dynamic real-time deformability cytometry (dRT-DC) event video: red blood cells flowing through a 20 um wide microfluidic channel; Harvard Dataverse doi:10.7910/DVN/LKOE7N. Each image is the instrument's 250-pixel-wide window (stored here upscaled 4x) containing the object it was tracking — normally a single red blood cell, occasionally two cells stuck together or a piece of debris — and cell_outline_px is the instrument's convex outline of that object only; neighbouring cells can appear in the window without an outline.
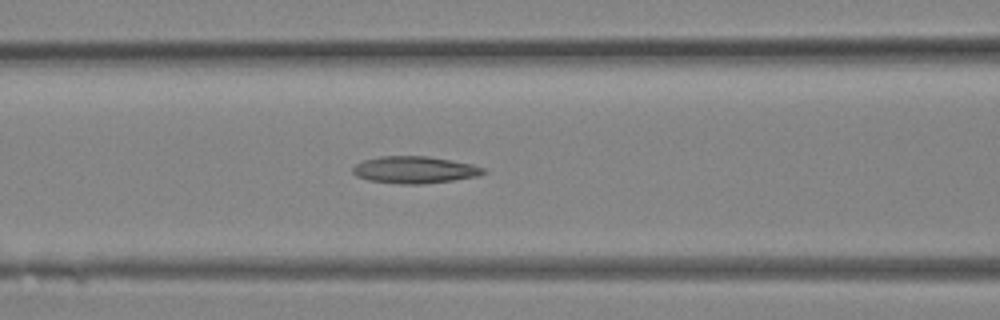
{"species": "Egyptian fruit bat (a non-hibernating species)", "species_latin": "Rousettus aegyptiacus", "temperature_condition": "room temperature", "stored_images_in_passage": 15, "camera_frame_rate_fps": 3000, "um_per_image_px": 0.085, "animal": {"sex": "female"}, "frame": {"image": 1, "passage_image": 11, "time_ms": 3.333, "image_size_px": [1000, 320], "cell_outline_px": [[488, 172], [480, 176], [452, 180], [420, 184], [400, 184], [368, 180], [356, 176], [352, 172], [352, 168], [356, 164], [364, 160], [380, 156], [428, 156], [472, 164], [484, 168]], "centroid_in_image_um": [35.25, 14.43], "position_along_channel_um": 131.4, "area_um2": 20.58}}
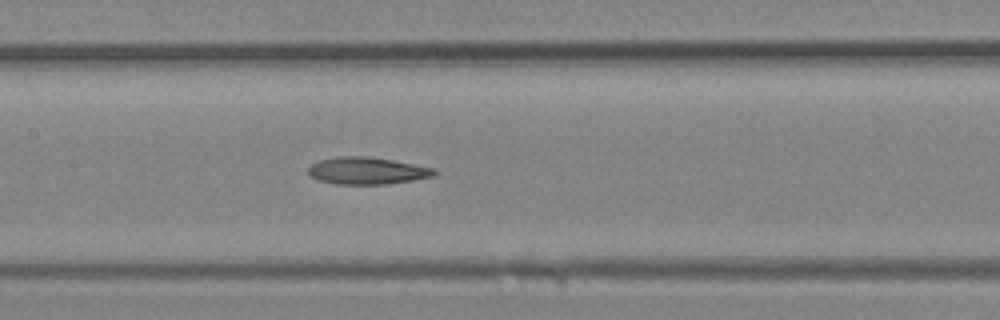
{"frame": {"image": 2, "passage_image": 13, "time_ms": 4.0, "image_size_px": [1000, 320], "cell_outline_px": [[440, 172], [432, 176], [412, 180], [388, 184], [336, 184], [320, 180], [312, 176], [308, 172], [308, 168], [312, 164], [320, 160], [340, 156], [364, 156], [392, 160], [436, 168]], "centroid_in_image_um": [31.24, 14.51], "position_along_channel_um": 176.2, "area_um2": 19.77}}
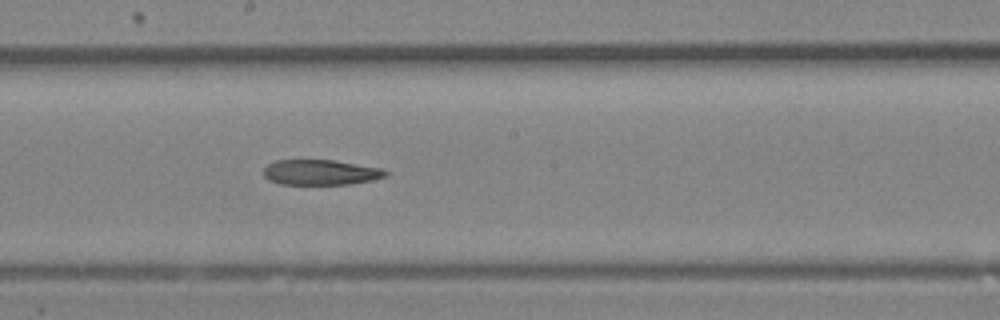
{"frame": {"image": 3, "passage_image": 15, "time_ms": 4.667, "image_size_px": [1000, 320], "cell_outline_px": [[388, 176], [372, 180], [348, 184], [280, 184], [268, 180], [264, 176], [264, 168], [268, 164], [276, 160], [336, 160], [380, 168], [388, 172]], "centroid_in_image_um": [27.25, 14.65], "position_along_channel_um": 221.0, "area_um2": 17.98}}